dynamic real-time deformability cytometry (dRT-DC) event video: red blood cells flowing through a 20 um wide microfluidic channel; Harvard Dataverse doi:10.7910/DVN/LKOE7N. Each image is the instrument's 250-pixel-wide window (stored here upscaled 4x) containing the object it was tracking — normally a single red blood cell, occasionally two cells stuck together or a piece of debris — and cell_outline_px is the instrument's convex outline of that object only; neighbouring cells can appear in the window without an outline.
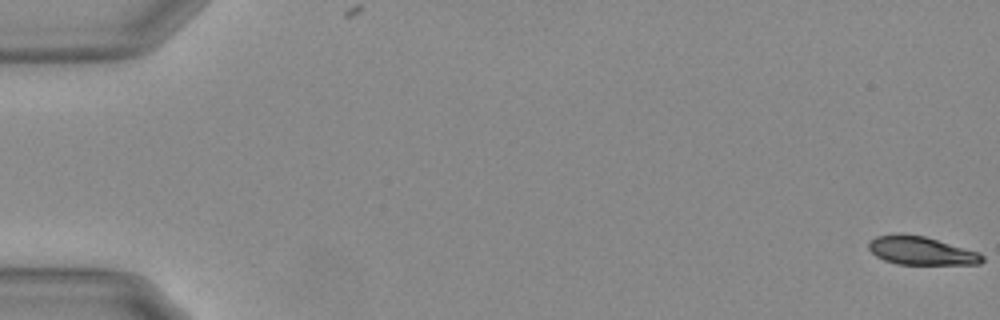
{"species": "Egyptian fruit bat (a non-hibernating species)", "species_latin": "Rousettus aegyptiacus", "temperature_condition": "warm", "stored_images_in_passage": 11, "camera_frame_rate_fps": 3000, "um_per_image_px": 0.085, "animal": {"sex": "female"}, "frame": {"image": 1, "passage_image": 1, "time_ms": 0.0, "image_size_px": [1000, 320], "cell_outline_px": [[984, 260], [980, 264], [896, 264], [884, 260], [876, 256], [868, 248], [868, 240], [876, 236], [896, 232], [900, 232], [924, 236], [980, 252], [984, 256]], "centroid_in_image_um": [78.26, 21.29], "position_along_channel_um": 6.7, "area_um2": 19.07}}